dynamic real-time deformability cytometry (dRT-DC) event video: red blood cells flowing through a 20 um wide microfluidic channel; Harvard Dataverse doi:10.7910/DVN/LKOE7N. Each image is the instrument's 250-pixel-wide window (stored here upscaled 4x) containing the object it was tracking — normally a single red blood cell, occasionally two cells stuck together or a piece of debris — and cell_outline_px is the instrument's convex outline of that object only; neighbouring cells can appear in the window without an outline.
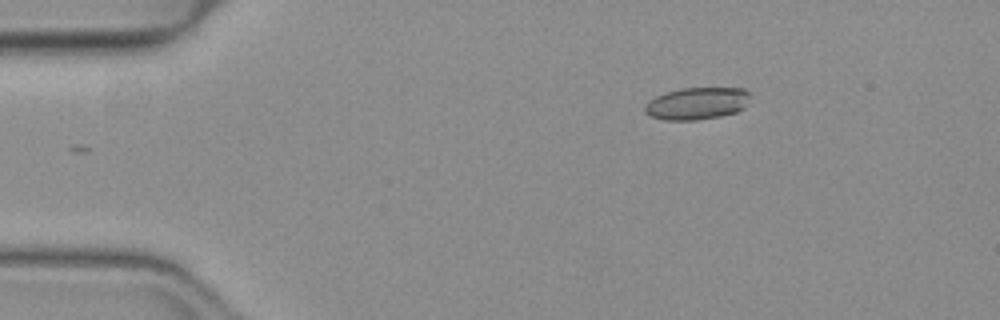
{"species": "common noctule bat (a hibernating species)", "species_latin": "Nyctalus noctula", "temperature_condition": "warm", "stored_images_in_passage": 46, "camera_frame_rate_fps": 3000, "um_per_image_px": 0.085, "animal": {"sex": "female", "body_mass_g": 19.3, "forearm_length_mm": 54.1}, "frame": {"image": 1, "passage_image": 2, "time_ms": 0.333, "image_size_px": [1000, 320], "cell_outline_px": [[748, 96], [744, 108], [736, 112], [720, 116], [696, 120], [664, 120], [648, 116], [644, 112], [644, 104], [648, 100], [656, 96], [680, 88], [744, 88], [748, 92]], "centroid_in_image_um": [59.18, 8.8], "position_along_channel_um": 25.8, "area_um2": 19.77}}
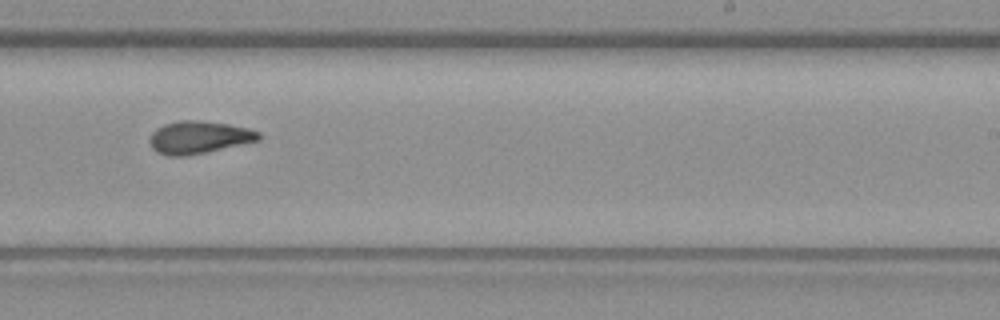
{"frame": {"image": 2, "passage_image": 26, "time_ms": 8.333, "image_size_px": [1000, 320], "cell_outline_px": [[260, 140], [204, 152], [184, 156], [168, 156], [156, 152], [152, 148], [148, 140], [152, 132], [156, 128], [164, 124], [180, 120], [196, 120], [228, 124], [248, 128], [260, 132]], "centroid_in_image_um": [16.86, 11.67], "position_along_channel_um": 272.1, "area_um2": 20.58}}
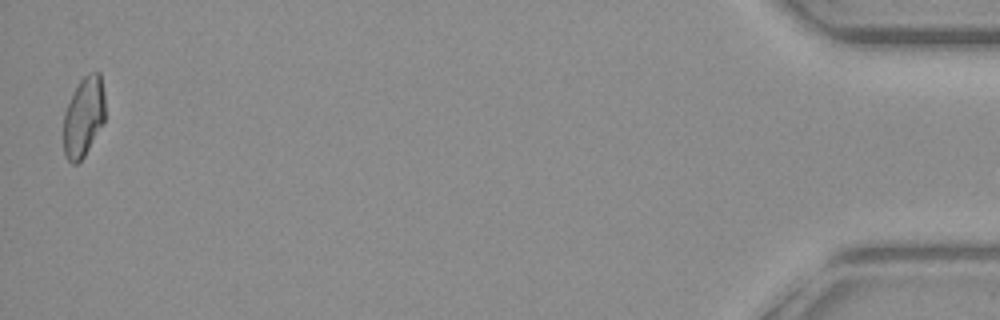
{"frame": {"image": 3, "passage_image": 45, "time_ms": 14.667, "image_size_px": [1000, 320], "cell_outline_px": [[104, 120], [84, 156], [76, 164], [72, 164], [64, 156], [64, 112], [80, 80], [88, 72], [100, 72], [104, 92]], "centroid_in_image_um": [7.1, 9.92], "position_along_channel_um": 428.1, "area_um2": 19.07}, "authors_computed_cell_mechanics": {"area_um2": 20.23, "velocity_mm_per_s": 3.984, "shape_relaxation_time_tau1_ms": 10.8012, "shape_relaxation_time_tau2_ms": 3.2757, "deformation_change_tau1": 0.2427, "deformation_change_tau2": 0.1039}}